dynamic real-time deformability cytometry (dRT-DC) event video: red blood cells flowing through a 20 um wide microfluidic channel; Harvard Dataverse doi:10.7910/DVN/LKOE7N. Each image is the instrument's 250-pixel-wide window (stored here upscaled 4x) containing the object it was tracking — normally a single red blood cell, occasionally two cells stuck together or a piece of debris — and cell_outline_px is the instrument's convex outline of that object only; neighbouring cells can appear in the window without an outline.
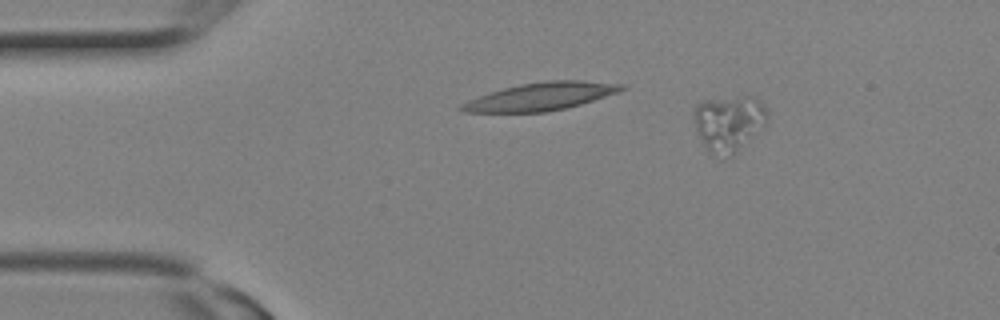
{"species": "Egyptian fruit bat (a non-hibernating species)", "species_latin": "Rousettus aegyptiacus", "temperature_condition": "room temperature", "stored_images_in_passage": 2, "camera_frame_rate_fps": 3000, "um_per_image_px": 0.085, "animal": {"sex": "female"}, "frame": {"image": 1, "passage_image": 1, "time_ms": 0.0, "image_size_px": [1000, 320], "cell_outline_px": [[768, 120], [764, 128], [736, 152], [712, 156], [704, 148], [696, 128], [692, 116], [692, 112], [696, 104], [704, 100], [740, 96], [756, 96], [768, 108]], "centroid_in_image_um": [61.97, 10.42], "position_along_channel_um": 23.0, "area_um2": 24.45}}